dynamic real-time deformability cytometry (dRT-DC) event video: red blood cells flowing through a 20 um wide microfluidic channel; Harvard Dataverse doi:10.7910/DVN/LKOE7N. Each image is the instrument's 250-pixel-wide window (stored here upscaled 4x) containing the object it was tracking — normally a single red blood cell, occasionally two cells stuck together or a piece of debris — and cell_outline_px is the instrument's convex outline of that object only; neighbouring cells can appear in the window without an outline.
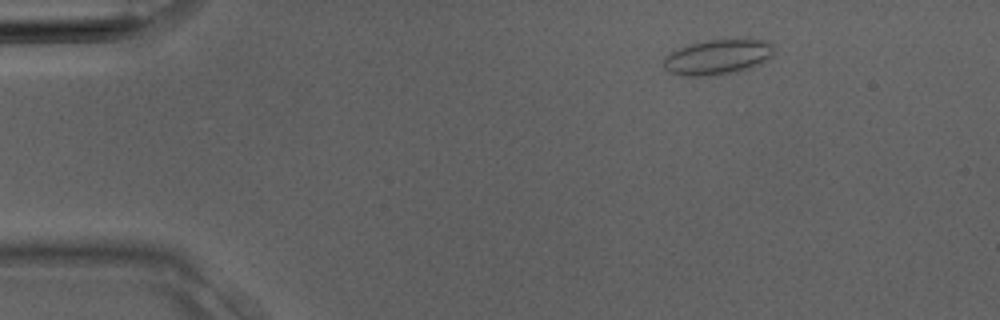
{"species": "Egyptian fruit bat (a non-hibernating species)", "species_latin": "Rousettus aegyptiacus", "temperature_condition": "room temperature", "stored_images_in_passage": 4, "camera_frame_rate_fps": 3000, "um_per_image_px": 0.085, "animal": {"sex": "male"}, "frame": {"image": 1, "passage_image": 2, "time_ms": 0.333, "image_size_px": [1000, 320], "cell_outline_px": [[776, 48], [772, 56], [760, 64], [748, 68], [732, 72], [712, 76], [680, 76], [668, 72], [664, 68], [664, 56], [680, 48], [692, 44], [708, 40], [768, 40]], "centroid_in_image_um": [61.01, 4.86], "position_along_channel_um": 24.0, "area_um2": 22.48}}